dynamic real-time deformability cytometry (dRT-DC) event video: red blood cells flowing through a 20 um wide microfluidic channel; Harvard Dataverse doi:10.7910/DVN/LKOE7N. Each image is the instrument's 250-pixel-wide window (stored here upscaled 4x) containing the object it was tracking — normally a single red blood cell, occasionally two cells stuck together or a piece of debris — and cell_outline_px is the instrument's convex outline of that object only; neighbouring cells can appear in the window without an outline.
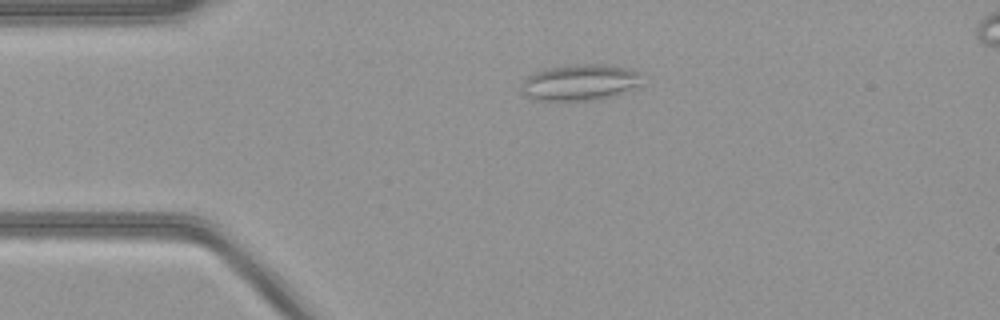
{"species": "common noctule bat (a hibernating species)", "species_latin": "Nyctalus noctula", "temperature_condition": "warm", "stored_images_in_passage": 52, "camera_frame_rate_fps": 3000, "um_per_image_px": 0.085, "animal": {"sex": "female", "body_mass_g": 21.9}, "frame": {"image": 1, "passage_image": 11, "time_ms": 3.333, "image_size_px": [1000, 320], "cell_outline_px": [[644, 84], [616, 96], [588, 100], [536, 100], [528, 96], [520, 88], [520, 84], [532, 72], [548, 68], [576, 64], [612, 64], [628, 68], [636, 72]], "centroid_in_image_um": [49.32, 6.99], "position_along_channel_um": 35.7, "area_um2": 25.55}}
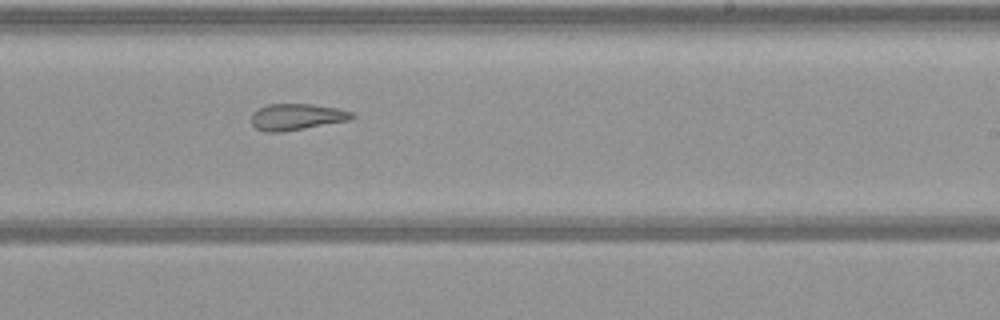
{"frame": {"image": 2, "passage_image": 31, "time_ms": 10.0, "image_size_px": [1000, 320], "cell_outline_px": [[356, 116], [348, 120], [284, 132], [264, 132], [256, 128], [252, 124], [252, 112], [268, 104], [312, 104], [340, 108], [352, 112]], "centroid_in_image_um": [25.22, 9.93], "position_along_channel_um": 263.8, "area_um2": 15.49}}
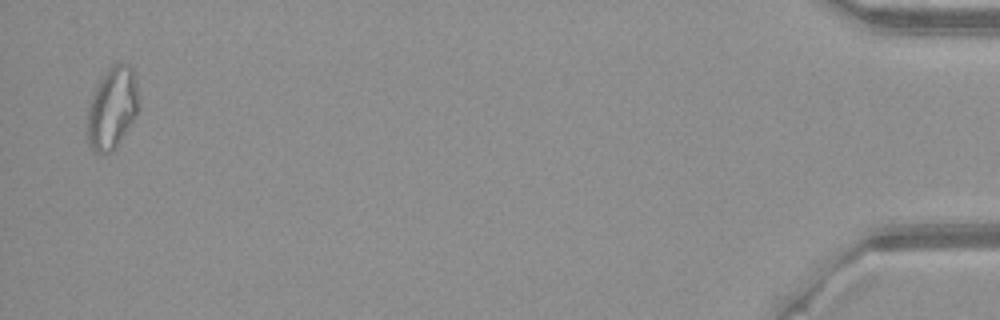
{"frame": {"image": 3, "passage_image": 51, "time_ms": 16.667, "image_size_px": [1000, 320], "cell_outline_px": [[140, 108], [136, 116], [116, 148], [112, 152], [96, 152], [88, 144], [88, 108], [92, 96], [104, 72], [108, 68], [120, 60], [128, 64], [132, 68], [136, 80], [140, 104]], "centroid_in_image_um": [9.58, 9.15], "position_along_channel_um": 425.6, "area_um2": 24.68}}